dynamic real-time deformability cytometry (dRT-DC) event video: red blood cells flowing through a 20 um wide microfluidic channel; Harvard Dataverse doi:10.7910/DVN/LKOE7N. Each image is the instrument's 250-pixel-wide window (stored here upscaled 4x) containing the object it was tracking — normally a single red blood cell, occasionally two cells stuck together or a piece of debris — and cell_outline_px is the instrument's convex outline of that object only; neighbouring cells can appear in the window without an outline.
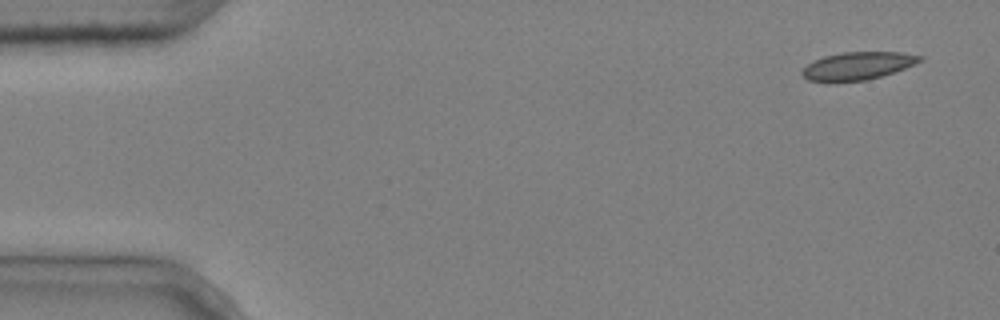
{"species": "common noctule bat (a hibernating species)", "species_latin": "Nyctalus noctula", "temperature_condition": "cold", "stored_images_in_passage": 8, "camera_frame_rate_fps": 3000, "um_per_image_px": 0.085, "animal": {"sex": "male", "body_mass_g": 20.4}, "frame": {"image": 1, "passage_image": 1, "time_ms": 0.0, "image_size_px": [1000, 320], "cell_outline_px": [[924, 60], [904, 68], [868, 80], [828, 84], [808, 80], [800, 72], [808, 64], [824, 56], [844, 52], [900, 52], [924, 56]], "centroid_in_image_um": [72.87, 5.63], "position_along_channel_um": 12.1, "area_um2": 19.36}}
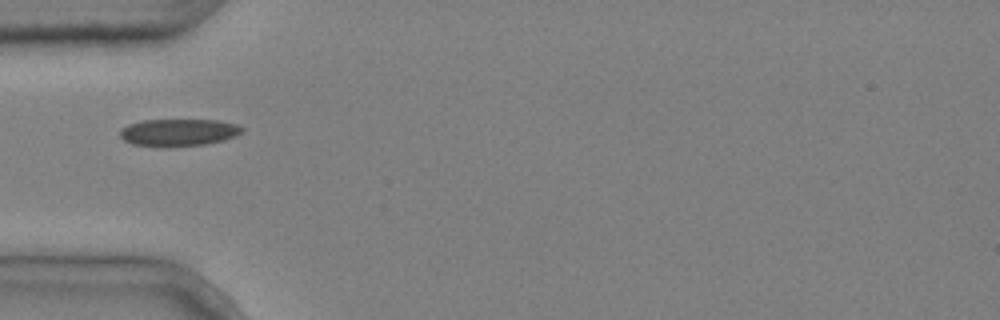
{"frame": {"image": 2, "passage_image": 5, "time_ms": 1.333, "image_size_px": [1000, 320], "cell_outline_px": [[244, 132], [236, 136], [224, 140], [204, 144], [164, 148], [132, 144], [124, 140], [120, 136], [120, 128], [128, 124], [144, 120], [220, 120], [236, 124], [244, 128]], "centroid_in_image_um": [15.18, 11.27], "position_along_channel_um": 69.8, "area_um2": 19.71}}
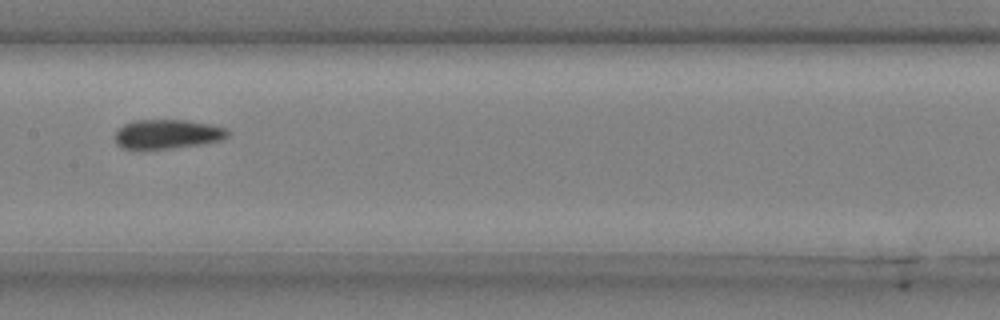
{"frame": {"image": 3, "passage_image": 8, "time_ms": 2.333, "image_size_px": [1000, 320], "cell_outline_px": [[232, 132], [228, 136], [220, 140], [204, 144], [172, 148], [120, 148], [116, 144], [116, 132], [124, 124], [132, 120], [188, 120], [212, 124], [228, 128]], "centroid_in_image_um": [14.29, 11.38], "position_along_channel_um": 193.1, "area_um2": 19.36}}